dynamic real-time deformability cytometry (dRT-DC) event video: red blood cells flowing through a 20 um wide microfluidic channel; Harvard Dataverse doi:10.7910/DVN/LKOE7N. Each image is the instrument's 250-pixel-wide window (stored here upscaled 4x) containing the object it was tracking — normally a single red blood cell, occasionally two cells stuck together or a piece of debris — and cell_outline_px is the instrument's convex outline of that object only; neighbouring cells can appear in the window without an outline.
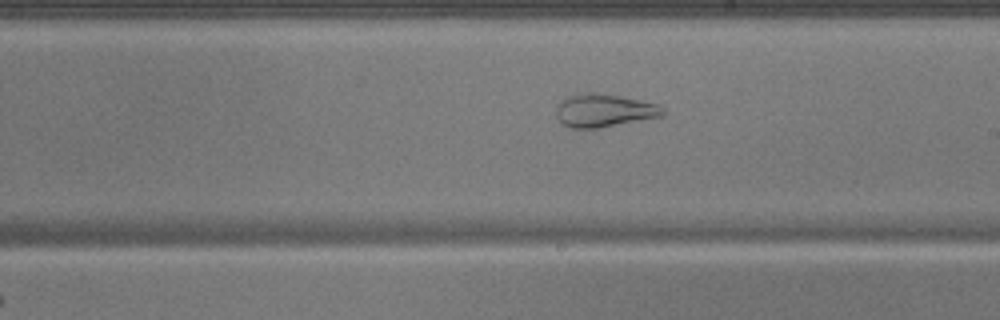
{"species": "common noctule bat (a hibernating species)", "species_latin": "Nyctalus noctula", "temperature_condition": "warm", "stored_images_in_passage": 51, "camera_frame_rate_fps": 3000, "um_per_image_px": 0.085, "animal": {"sex": "male", "body_mass_g": 17.9}, "frame": {"image": 1, "passage_image": 30, "time_ms": 9.667, "image_size_px": [1000, 320], "cell_outline_px": [[668, 112], [664, 116], [600, 128], [568, 128], [556, 116], [556, 104], [560, 100], [568, 96], [580, 92], [592, 92], [620, 96], [640, 100], [656, 104], [664, 108]], "centroid_in_image_um": [51.34, 9.39], "position_along_channel_um": 237.7, "area_um2": 20.87}}
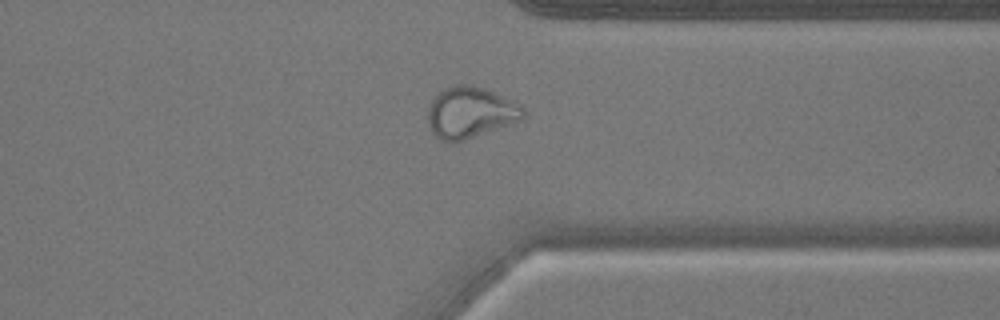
{"frame": {"image": 2, "passage_image": 40, "time_ms": 13.0, "image_size_px": [1000, 320], "cell_outline_px": [[524, 116], [520, 120], [464, 140], [452, 144], [440, 140], [432, 132], [428, 120], [428, 108], [432, 100], [444, 88], [452, 84], [468, 84], [484, 88], [516, 100], [524, 108]], "centroid_in_image_um": [39.98, 9.55], "position_along_channel_um": 371.4, "area_um2": 28.61}}
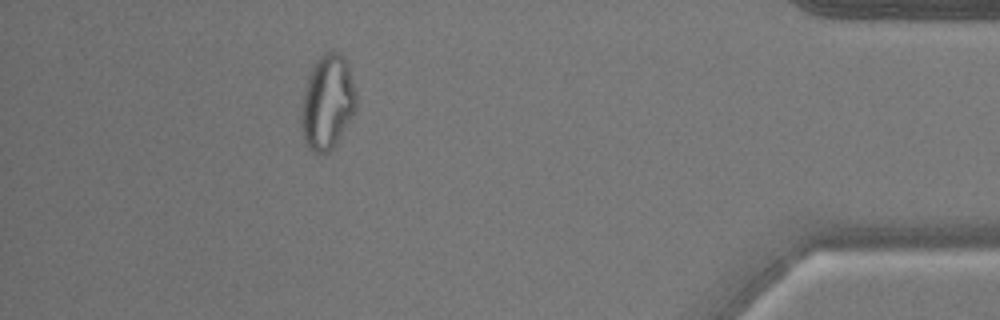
{"frame": {"image": 3, "passage_image": 46, "time_ms": 15.0, "image_size_px": [1000, 320], "cell_outline_px": [[356, 108], [336, 144], [328, 152], [312, 152], [308, 148], [304, 140], [300, 124], [300, 108], [308, 76], [316, 60], [324, 52], [332, 48], [340, 52], [344, 56], [348, 64], [356, 92]], "centroid_in_image_um": [27.82, 8.65], "position_along_channel_um": 407.4, "area_um2": 30.58}}